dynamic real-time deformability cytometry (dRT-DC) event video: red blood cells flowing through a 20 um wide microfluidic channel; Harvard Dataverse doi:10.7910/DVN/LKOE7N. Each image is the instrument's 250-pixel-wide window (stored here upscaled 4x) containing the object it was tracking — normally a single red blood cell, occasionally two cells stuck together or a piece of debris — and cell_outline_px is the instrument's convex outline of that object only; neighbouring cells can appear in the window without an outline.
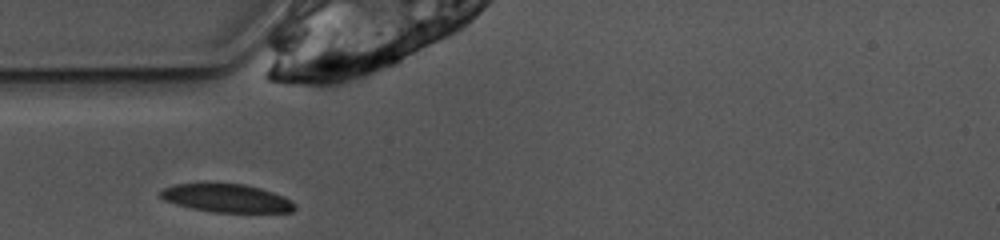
{"species": "common noctule bat (a hibernating species)", "species_latin": "Nyctalus noctula", "temperature_condition": "warm", "stored_images_in_passage": 24, "camera_frame_rate_fps": 3000, "um_per_image_px": 0.085, "animal": {"sex": "female", "body_mass_g": 10.0, "forearm_length_mm": 53.1}, "frame": {"image": 1, "passage_image": 1, "time_ms": 0.0, "image_size_px": [1000, 240], "cell_outline_px": [[296, 208], [292, 212], [212, 212], [192, 208], [176, 204], [164, 200], [160, 196], [160, 188], [176, 184], [244, 184], [260, 188], [272, 192], [292, 200], [296, 204]], "centroid_in_image_um": [19.27, 16.85], "position_along_channel_um": 65.7, "area_um2": 21.96}}
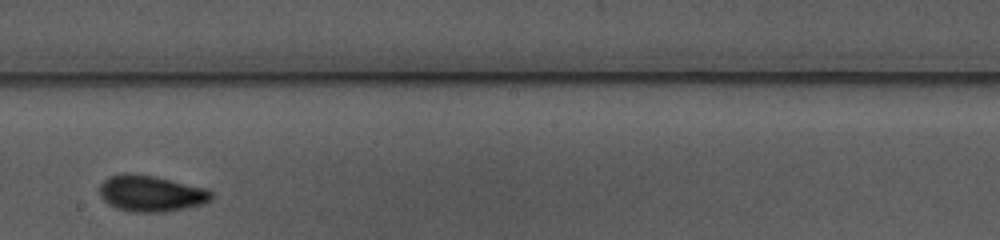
{"frame": {"image": 2, "passage_image": 14, "time_ms": 4.333, "image_size_px": [1000, 240], "cell_outline_px": [[212, 200], [200, 204], [184, 208], [164, 212], [132, 212], [116, 208], [108, 204], [100, 196], [100, 184], [108, 176], [120, 172], [128, 172], [152, 176], [208, 188], [212, 192]], "centroid_in_image_um": [12.8, 16.43], "position_along_channel_um": 235.4, "area_um2": 23.7}}
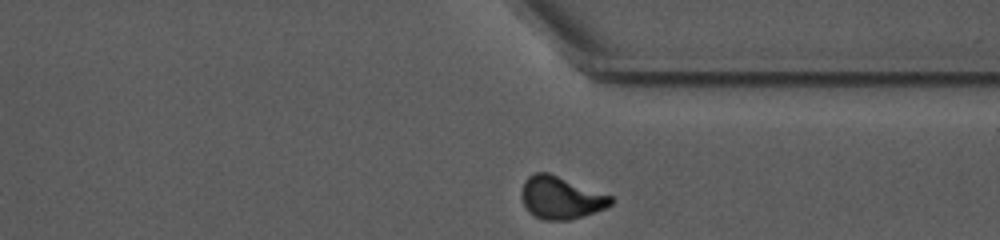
{"frame": {"image": 3, "passage_image": 24, "time_ms": 7.667, "image_size_px": [1000, 240], "cell_outline_px": [[612, 204], [596, 212], [568, 220], [544, 220], [528, 212], [524, 204], [520, 192], [524, 180], [528, 176], [536, 172], [548, 172], [612, 196]], "centroid_in_image_um": [47.64, 16.8], "position_along_channel_um": 363.8, "area_um2": 22.02}, "authors_computed_cell_mechanics": {"area_um2": 22.7154, "velocity_mm_per_s": 3.8777, "shape_relaxation_time_tau1_ms": 4.6247, "shape_relaxation_time_tau2_ms": 1.7673, "deformation_change_tau1": 0.1509, "deformation_change_tau2": 0.0719}}